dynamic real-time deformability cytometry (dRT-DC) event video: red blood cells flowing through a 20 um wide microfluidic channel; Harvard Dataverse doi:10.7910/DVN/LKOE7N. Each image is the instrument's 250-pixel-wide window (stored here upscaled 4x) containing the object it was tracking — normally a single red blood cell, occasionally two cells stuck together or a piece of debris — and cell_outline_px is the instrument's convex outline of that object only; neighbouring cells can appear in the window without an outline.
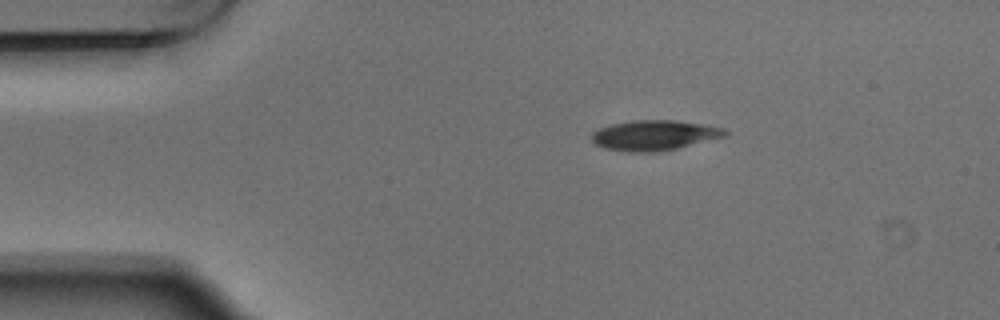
{"species": "Egyptian fruit bat (a non-hibernating species)", "species_latin": "Rousettus aegyptiacus", "temperature_condition": "warm", "stored_images_in_passage": 3, "segment_of_instrument_passage": [1, 2], "camera_frame_rate_fps": 3000, "um_per_image_px": 0.085, "animal": {"sex": "male"}, "frame": {"image": 1, "passage_image": 1, "time_ms": 0.0, "image_size_px": [1000, 320], "cell_outline_px": [[728, 132], [724, 136], [660, 152], [628, 152], [604, 148], [596, 144], [592, 140], [592, 132], [600, 128], [612, 124], [632, 120], [676, 120], [704, 124], [724, 128]], "centroid_in_image_um": [55.59, 11.49], "position_along_channel_um": 29.4, "area_um2": 23.29}}